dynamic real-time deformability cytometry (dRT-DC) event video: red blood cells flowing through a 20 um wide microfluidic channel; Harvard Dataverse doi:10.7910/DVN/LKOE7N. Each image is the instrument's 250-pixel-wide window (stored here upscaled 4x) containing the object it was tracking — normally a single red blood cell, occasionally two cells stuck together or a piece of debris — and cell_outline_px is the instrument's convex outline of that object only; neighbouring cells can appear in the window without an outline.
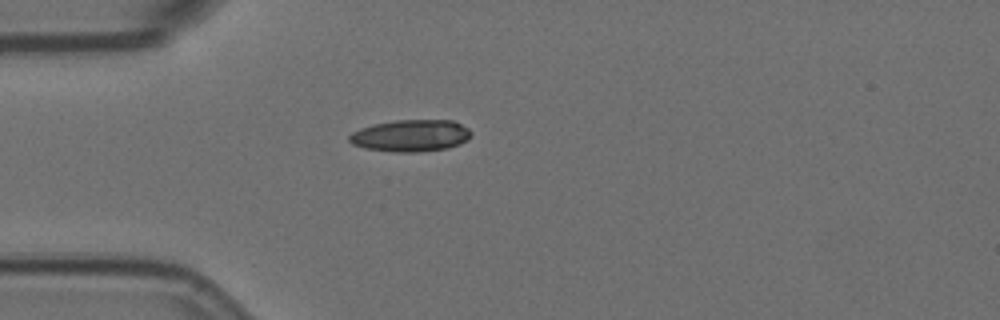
{"species": "Egyptian fruit bat (a non-hibernating species)", "species_latin": "Rousettus aegyptiacus", "temperature_condition": "room temperature", "stored_images_in_passage": 5, "camera_frame_rate_fps": 3000, "um_per_image_px": 0.085, "animal": {"sex": "female"}, "frame": {"image": 1, "passage_image": 5, "time_ms": 1.333, "image_size_px": [1000, 320], "cell_outline_px": [[472, 136], [468, 140], [460, 144], [448, 148], [416, 152], [396, 152], [364, 148], [352, 144], [348, 140], [348, 136], [352, 132], [360, 128], [372, 124], [396, 120], [452, 120], [468, 128], [472, 132]], "centroid_in_image_um": [34.91, 11.53], "position_along_channel_um": 50.1, "area_um2": 22.83}}